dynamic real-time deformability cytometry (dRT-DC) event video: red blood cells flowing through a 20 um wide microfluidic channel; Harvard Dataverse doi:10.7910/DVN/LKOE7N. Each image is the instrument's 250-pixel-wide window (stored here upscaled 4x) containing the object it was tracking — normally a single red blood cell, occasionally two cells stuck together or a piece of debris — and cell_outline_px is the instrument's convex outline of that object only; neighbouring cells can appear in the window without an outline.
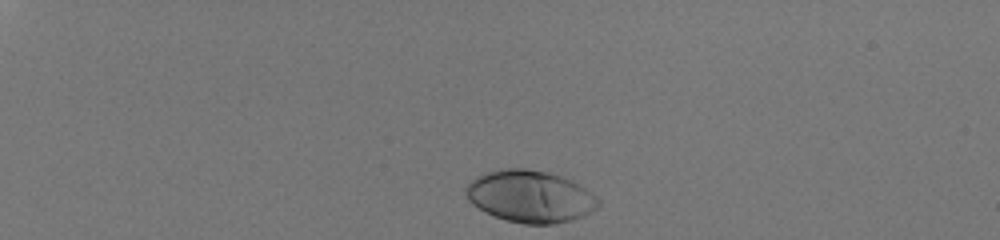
{"species": "human", "species_latin": "Homo sapiens", "temperature_condition": "room temperature", "stored_images_in_passage": 35, "camera_frame_rate_fps": 3000, "um_per_image_px": 0.085, "donor": {"sex": "male"}, "frame": {"image": 1, "passage_image": 1, "time_ms": 0.0, "image_size_px": [1000, 240], "cell_outline_px": [[600, 204], [596, 208], [580, 216], [568, 220], [552, 224], [524, 224], [492, 216], [484, 212], [472, 204], [468, 200], [464, 188], [476, 176], [484, 172], [500, 168], [524, 168], [548, 172], [560, 176], [584, 188], [596, 196], [600, 200]], "centroid_in_image_um": [44.99, 16.68], "position_along_channel_um": 40.0, "area_um2": 39.94}}
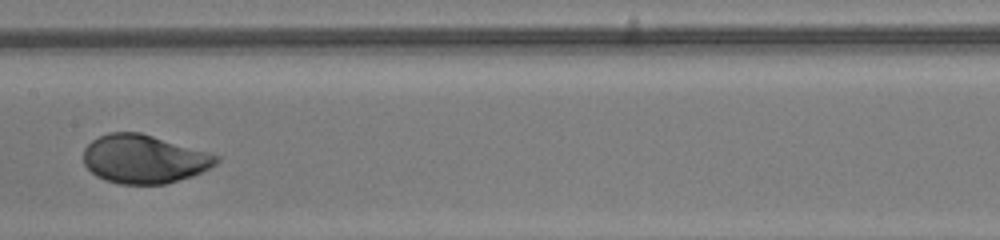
{"frame": {"image": 2, "passage_image": 20, "time_ms": 6.333, "image_size_px": [1000, 240], "cell_outline_px": [[220, 160], [216, 164], [192, 176], [164, 184], [120, 184], [104, 180], [96, 176], [84, 164], [84, 148], [92, 140], [108, 132], [140, 132], [208, 152], [220, 156]], "centroid_in_image_um": [12.23, 13.52], "position_along_channel_um": 195.2, "area_um2": 37.45}}
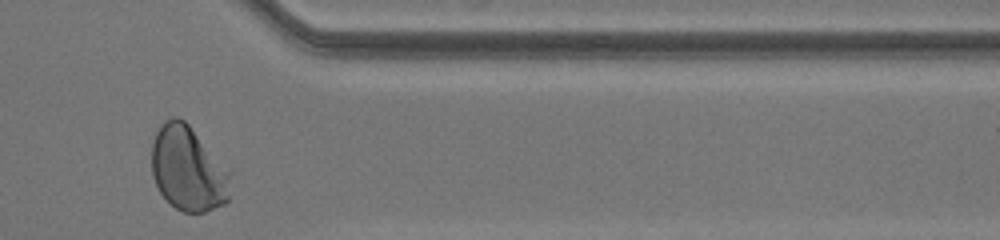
{"frame": {"image": 3, "passage_image": 35, "time_ms": 11.333, "image_size_px": [1000, 240], "cell_outline_px": [[232, 172], [228, 200], [224, 204], [204, 212], [184, 212], [176, 208], [160, 192], [152, 176], [152, 140], [160, 124], [164, 120], [172, 116], [180, 116], [188, 124]], "centroid_in_image_um": [15.99, 14.32], "position_along_channel_um": 395.4, "area_um2": 39.13}, "authors_computed_cell_mechanics": {"area_um2": 38.0324, "velocity_mm_per_s": 4.0695, "shape_relaxation_time_tau1_ms": 2.3205, "shape_relaxation_time_tau2_ms": null, "deformation_change_tau1": 0.1725, "deformation_change_tau2": null}}